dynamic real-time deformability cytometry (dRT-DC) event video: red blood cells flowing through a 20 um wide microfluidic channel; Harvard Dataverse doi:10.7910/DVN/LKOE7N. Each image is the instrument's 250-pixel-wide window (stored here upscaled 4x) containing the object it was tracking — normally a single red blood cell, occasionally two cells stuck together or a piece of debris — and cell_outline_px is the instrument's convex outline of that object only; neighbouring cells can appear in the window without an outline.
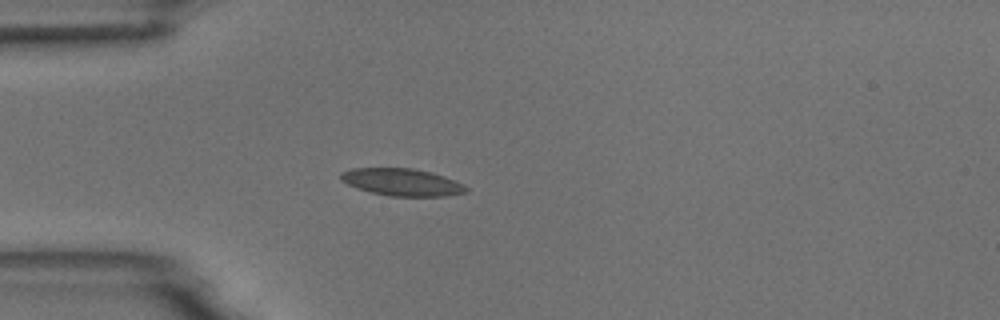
{"species": "common noctule bat (a hibernating species)", "species_latin": "Nyctalus noctula", "temperature_condition": "room temperature", "stored_images_in_passage": 40, "camera_frame_rate_fps": 3000, "um_per_image_px": 0.085, "animal": {"sex": "male", "body_mass_g": 18.8}, "frame": {"image": 1, "passage_image": 1, "time_ms": 0.0, "image_size_px": [1000, 320], "cell_outline_px": [[468, 192], [448, 196], [392, 196], [372, 192], [356, 188], [340, 180], [340, 172], [352, 168], [412, 168], [432, 172], [444, 176], [464, 184], [468, 188]], "centroid_in_image_um": [34.18, 15.48], "position_along_channel_um": 50.8, "area_um2": 20.0}}
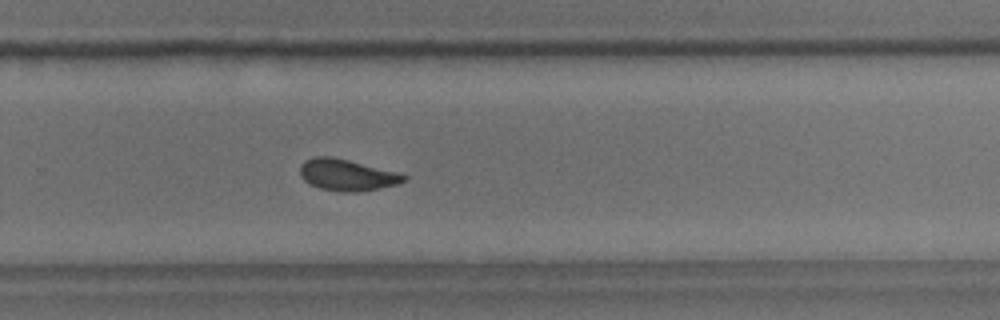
{"frame": {"image": 2, "passage_image": 22, "time_ms": 7.0, "image_size_px": [1000, 320], "cell_outline_px": [[408, 176], [404, 180], [396, 184], [380, 188], [360, 192], [340, 192], [320, 188], [304, 180], [300, 176], [300, 164], [304, 160], [312, 156], [332, 156], [400, 172]], "centroid_in_image_um": [29.48, 14.85], "position_along_channel_um": 300.3, "area_um2": 19.25}}
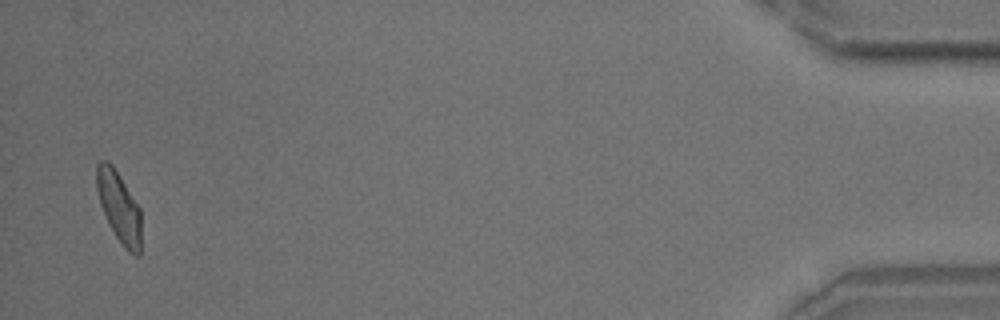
{"frame": {"image": 3, "passage_image": 39, "time_ms": 12.667, "image_size_px": [1000, 320], "cell_outline_px": [[140, 256], [136, 256], [128, 252], [124, 248], [108, 224], [100, 204], [96, 188], [96, 164], [100, 160], [108, 160], [112, 164], [140, 208]], "centroid_in_image_um": [10.09, 17.58], "position_along_channel_um": 425.1, "area_um2": 18.38}, "authors_computed_cell_mechanics": {"area_um2": 18.7561, "velocity_mm_per_s": 3.7064, "shape_relaxation_time_tau1_ms": 4.997, "shape_relaxation_time_tau2_ms": 0.9254, "deformation_change_tau1": 0.1435, "deformation_change_tau2": 0.0649}}